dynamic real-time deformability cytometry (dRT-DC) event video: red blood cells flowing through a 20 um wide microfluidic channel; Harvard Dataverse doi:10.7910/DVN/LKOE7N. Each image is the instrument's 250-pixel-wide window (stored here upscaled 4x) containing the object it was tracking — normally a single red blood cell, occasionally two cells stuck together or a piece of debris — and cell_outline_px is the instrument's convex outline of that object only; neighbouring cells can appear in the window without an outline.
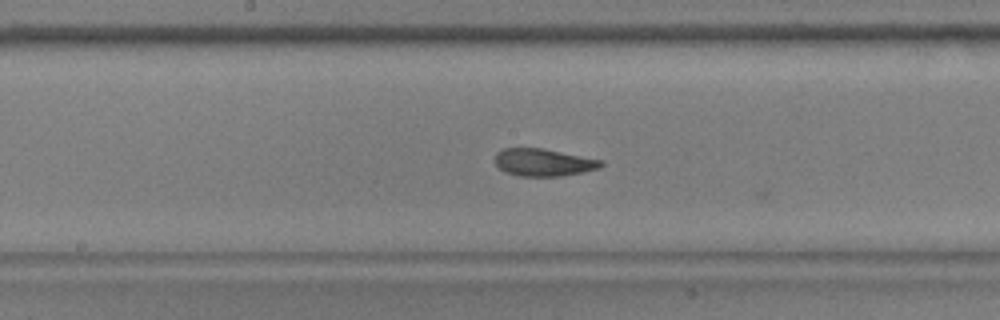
{"species": "common noctule bat (a hibernating species)", "species_latin": "Nyctalus noctula", "temperature_condition": "warm", "stored_images_in_passage": 32, "camera_frame_rate_fps": 3000, "um_per_image_px": 0.085, "animal": {"sex": "male", "body_mass_g": 17.9, "forearm_length_mm": 54.2}, "frame": {"image": 1, "passage_image": 29, "time_ms": 9.333, "image_size_px": [1000, 320], "cell_outline_px": [[604, 164], [600, 168], [584, 172], [560, 176], [520, 176], [504, 172], [496, 164], [496, 152], [504, 148], [544, 148], [604, 160]], "centroid_in_image_um": [46.24, 13.8], "position_along_channel_um": 202.0, "area_um2": 17.11}}